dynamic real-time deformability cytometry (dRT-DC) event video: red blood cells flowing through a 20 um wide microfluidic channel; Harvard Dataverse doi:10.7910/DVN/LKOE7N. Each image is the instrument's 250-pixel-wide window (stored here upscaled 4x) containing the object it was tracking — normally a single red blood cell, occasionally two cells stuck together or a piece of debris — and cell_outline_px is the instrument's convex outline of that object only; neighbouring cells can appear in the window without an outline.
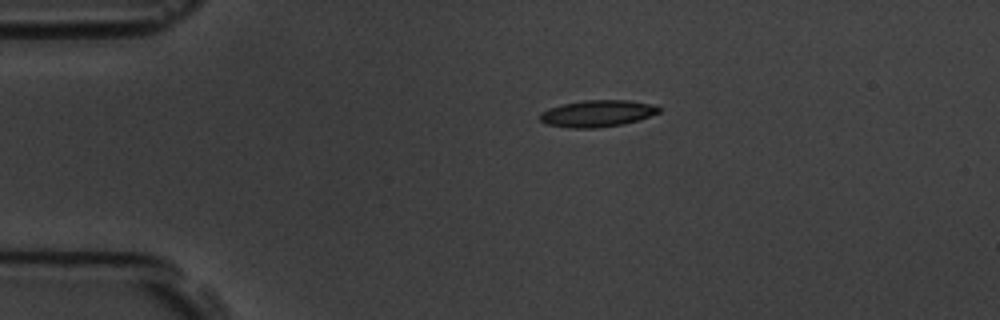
{"species": "common noctule bat (a hibernating species)", "species_latin": "Nyctalus noctula", "temperature_condition": "room temperature", "stored_images_in_passage": 5, "camera_frame_rate_fps": 3000, "um_per_image_px": 0.085, "animal": {"sex": "male", "body_mass_g": 19.5, "forearm_length_mm": 54.6}, "frame": {"image": 1, "passage_image": 1, "time_ms": 0.0, "image_size_px": [1000, 320], "cell_outline_px": [[664, 108], [660, 112], [640, 120], [620, 124], [596, 128], [568, 128], [548, 124], [540, 120], [540, 112], [548, 108], [564, 104], [584, 100], [628, 100], [656, 104]], "centroid_in_image_um": [50.83, 9.64], "position_along_channel_um": 34.2, "area_um2": 18.67}}
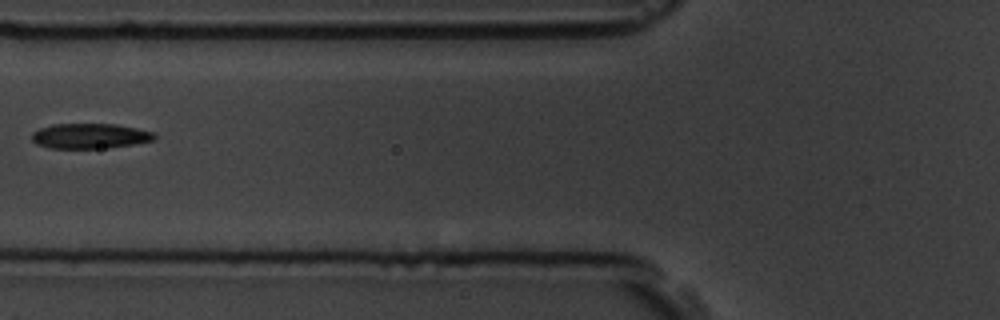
{"frame": {"image": 2, "passage_image": 3, "time_ms": 3.333, "image_size_px": [1000, 320], "cell_outline_px": [[156, 136], [152, 140], [132, 144], [108, 148], [48, 148], [36, 144], [32, 140], [32, 132], [40, 128], [52, 124], [116, 124], [136, 128], [152, 132]], "centroid_in_image_um": [7.59, 11.56], "position_along_channel_um": 118.2, "area_um2": 17.86}}
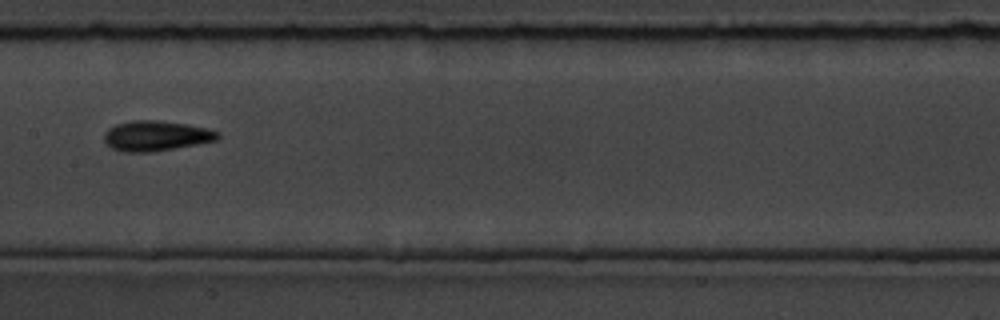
{"frame": {"image": 3, "passage_image": 5, "time_ms": 5.333, "image_size_px": [1000, 320], "cell_outline_px": [[220, 136], [216, 140], [152, 152], [124, 152], [112, 148], [104, 140], [104, 132], [108, 128], [116, 124], [132, 120], [156, 120], [188, 124], [220, 132]], "centroid_in_image_um": [13.23, 11.54], "position_along_channel_um": 194.2, "area_um2": 19.83}}